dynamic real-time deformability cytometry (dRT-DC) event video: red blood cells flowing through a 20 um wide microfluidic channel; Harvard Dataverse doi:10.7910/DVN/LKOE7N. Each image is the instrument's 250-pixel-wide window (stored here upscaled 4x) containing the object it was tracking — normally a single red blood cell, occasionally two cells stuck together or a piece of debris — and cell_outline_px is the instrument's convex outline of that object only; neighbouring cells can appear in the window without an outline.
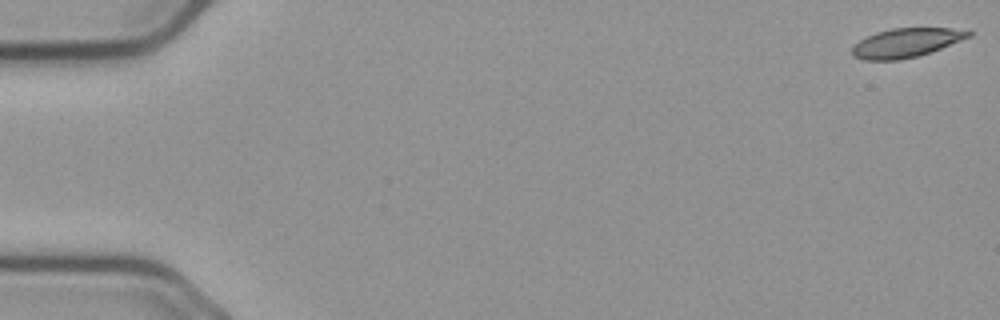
{"species": "common noctule bat (a hibernating species)", "species_latin": "Nyctalus noctula", "temperature_condition": "cold", "stored_images_in_passage": 57, "segment_of_instrument_passage": [1, 3], "camera_frame_rate_fps": 3000, "um_per_image_px": 0.085, "animal": {"sex": "male", "body_mass_g": 23.1, "forearm_length_mm": 52.7}, "frame": {"image": 1, "passage_image": 1, "time_ms": 0.0, "image_size_px": [1000, 320], "cell_outline_px": [[972, 36], [940, 48], [916, 56], [900, 60], [864, 60], [852, 56], [852, 48], [860, 40], [876, 32], [892, 28], [952, 28], [972, 32]], "centroid_in_image_um": [77.0, 3.63], "position_along_channel_um": 8.0, "area_um2": 19.42}}